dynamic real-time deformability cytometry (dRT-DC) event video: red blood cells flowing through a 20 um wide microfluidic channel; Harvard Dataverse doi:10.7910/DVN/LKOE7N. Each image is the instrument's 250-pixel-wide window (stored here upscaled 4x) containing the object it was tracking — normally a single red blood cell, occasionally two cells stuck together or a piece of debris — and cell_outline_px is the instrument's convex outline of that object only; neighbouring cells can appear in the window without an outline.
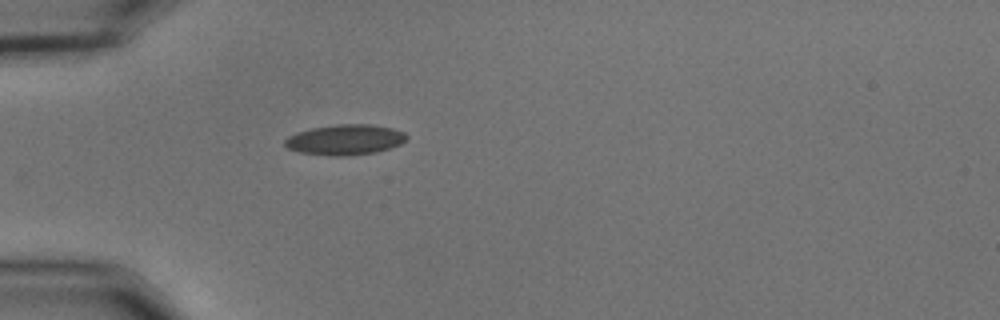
{"species": "common noctule bat (a hibernating species)", "species_latin": "Nyctalus noctula", "temperature_condition": "cold", "stored_images_in_passage": 29, "camera_frame_rate_fps": 3000, "um_per_image_px": 0.085, "animal": {"sex": "male", "body_mass_g": 15.6}, "frame": {"image": 1, "passage_image": 1, "time_ms": 0.0, "image_size_px": [1000, 320], "cell_outline_px": [[408, 136], [400, 144], [376, 152], [348, 156], [328, 156], [300, 152], [288, 148], [284, 144], [284, 140], [288, 136], [312, 128], [336, 124], [368, 124], [392, 128], [404, 132]], "centroid_in_image_um": [29.32, 11.88], "position_along_channel_um": 55.7, "area_um2": 21.44}}
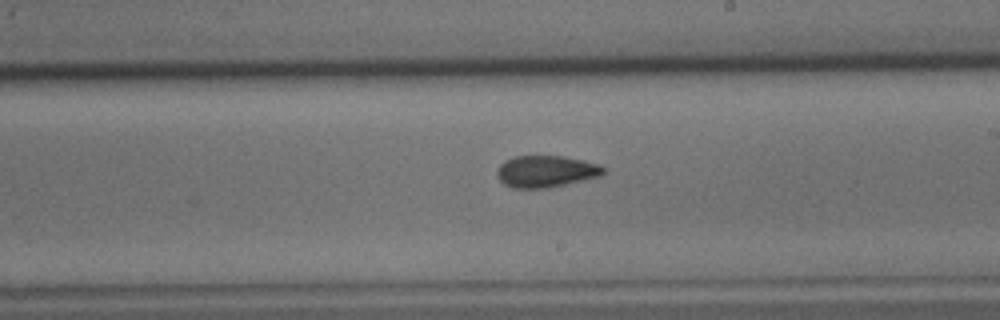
{"frame": {"image": 2, "passage_image": 17, "time_ms": 5.333, "image_size_px": [1000, 320], "cell_outline_px": [[608, 168], [600, 176], [564, 184], [544, 188], [512, 188], [504, 184], [500, 180], [496, 172], [496, 168], [504, 160], [516, 156], [564, 156], [584, 160], [600, 164]], "centroid_in_image_um": [46.41, 14.55], "position_along_channel_um": 242.6, "area_um2": 19.77}}
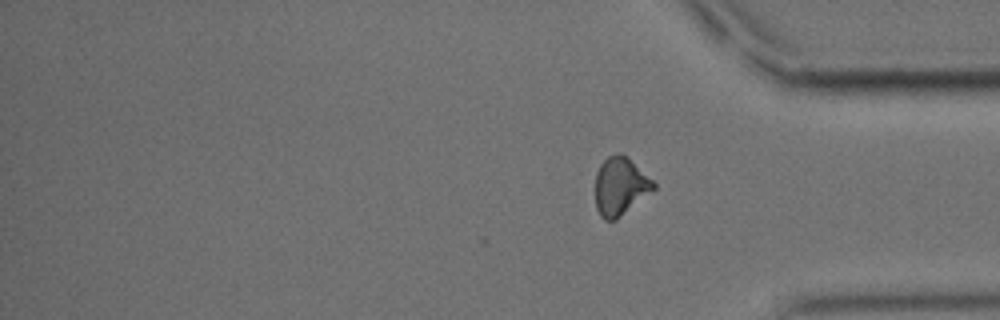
{"frame": {"image": 3, "passage_image": 29, "time_ms": 9.333, "image_size_px": [1000, 320], "cell_outline_px": [[656, 188], [616, 220], [604, 220], [600, 216], [596, 208], [596, 172], [600, 164], [608, 156], [620, 152], [652, 180], [656, 184]], "centroid_in_image_um": [52.7, 15.86], "position_along_channel_um": 382.5, "area_um2": 19.36}, "authors_computed_cell_mechanics": {"area_um2": 19.7098, "velocity_mm_per_s": 3.6591, "shape_relaxation_time_tau1_ms": 8.2863, "shape_relaxation_time_tau2_ms": 2.5131, "deformation_change_tau1": 0.1628, "deformation_change_tau2": 0.0795}}